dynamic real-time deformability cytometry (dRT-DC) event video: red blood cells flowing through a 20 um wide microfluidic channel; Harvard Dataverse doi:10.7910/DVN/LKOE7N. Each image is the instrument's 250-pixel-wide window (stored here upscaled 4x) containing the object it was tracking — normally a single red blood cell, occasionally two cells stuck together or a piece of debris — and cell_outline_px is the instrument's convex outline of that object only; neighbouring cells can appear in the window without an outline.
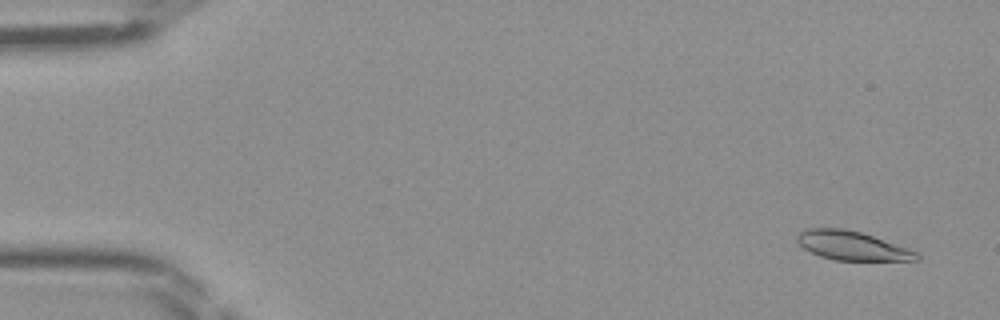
{"species": "Egyptian fruit bat (a non-hibernating species)", "species_latin": "Rousettus aegyptiacus", "temperature_condition": "room temperature", "stored_images_in_passage": 47, "camera_frame_rate_fps": 3000, "um_per_image_px": 0.085, "frame": {"image": 1, "passage_image": 3, "time_ms": 0.667, "image_size_px": [1000, 320], "cell_outline_px": [[920, 260], [832, 260], [820, 256], [804, 248], [796, 240], [796, 236], [804, 228], [844, 228], [860, 232], [908, 248], [916, 252], [920, 256]], "centroid_in_image_um": [72.39, 20.88], "position_along_channel_um": 12.6, "area_um2": 20.0}}
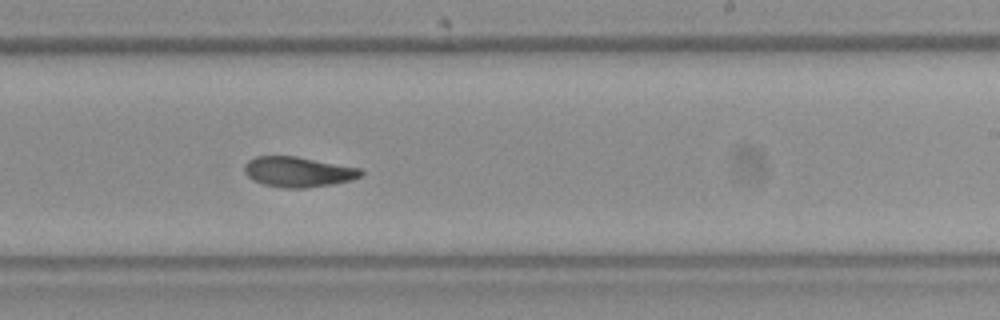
{"frame": {"image": 2, "passage_image": 29, "time_ms": 9.333, "image_size_px": [1000, 320], "cell_outline_px": [[364, 172], [360, 176], [352, 180], [332, 184], [304, 188], [288, 188], [264, 184], [252, 180], [244, 172], [244, 164], [248, 160], [256, 156], [296, 156], [360, 168]], "centroid_in_image_um": [25.32, 14.6], "position_along_channel_um": 263.7, "area_um2": 20.46}}
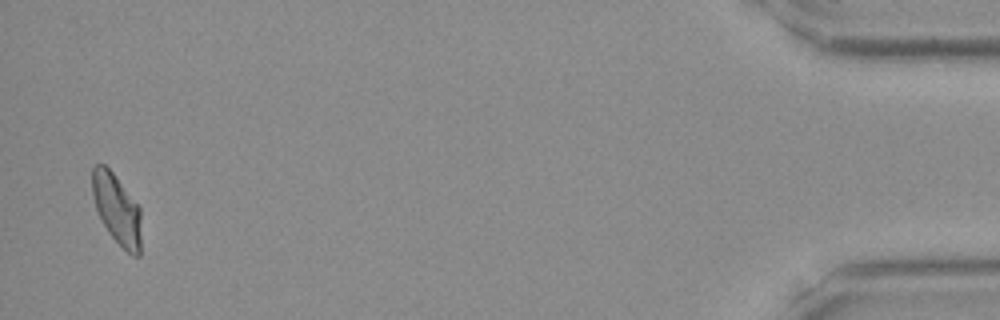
{"frame": {"image": 3, "passage_image": 46, "time_ms": 15.0, "image_size_px": [1000, 320], "cell_outline_px": [[140, 256], [132, 256], [108, 232], [96, 208], [92, 192], [92, 168], [96, 164], [104, 164], [112, 172], [140, 208]], "centroid_in_image_um": [9.92, 17.77], "position_along_channel_um": 425.3, "area_um2": 19.54}}